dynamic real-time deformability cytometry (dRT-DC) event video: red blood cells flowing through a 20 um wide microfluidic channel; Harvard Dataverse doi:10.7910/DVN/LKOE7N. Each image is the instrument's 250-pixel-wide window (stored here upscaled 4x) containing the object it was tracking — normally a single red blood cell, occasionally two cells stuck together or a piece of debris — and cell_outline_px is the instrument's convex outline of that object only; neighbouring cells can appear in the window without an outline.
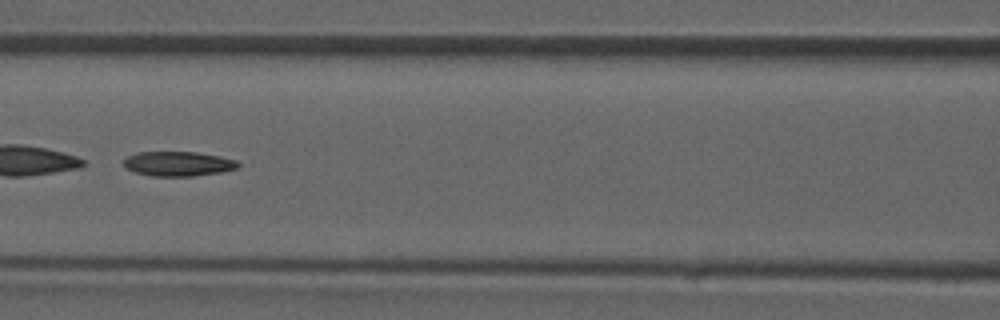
{"species": "common noctule bat (a hibernating species)", "species_latin": "Nyctalus noctula", "temperature_condition": "room temperature", "stored_images_in_passage": 45, "camera_frame_rate_fps": 3000, "um_per_image_px": 0.085, "animal": {"sex": "male", "forearm_length_mm": 52.5}, "frame": {"image": 1, "passage_image": 20, "time_ms": 6.333, "image_size_px": [1000, 320], "cell_outline_px": [[240, 164], [236, 168], [220, 172], [192, 176], [152, 176], [136, 172], [128, 168], [124, 164], [124, 160], [128, 156], [136, 152], [196, 152], [220, 156], [236, 160]], "centroid_in_image_um": [15.15, 13.91], "position_along_channel_um": 151.4, "area_um2": 16.24}}